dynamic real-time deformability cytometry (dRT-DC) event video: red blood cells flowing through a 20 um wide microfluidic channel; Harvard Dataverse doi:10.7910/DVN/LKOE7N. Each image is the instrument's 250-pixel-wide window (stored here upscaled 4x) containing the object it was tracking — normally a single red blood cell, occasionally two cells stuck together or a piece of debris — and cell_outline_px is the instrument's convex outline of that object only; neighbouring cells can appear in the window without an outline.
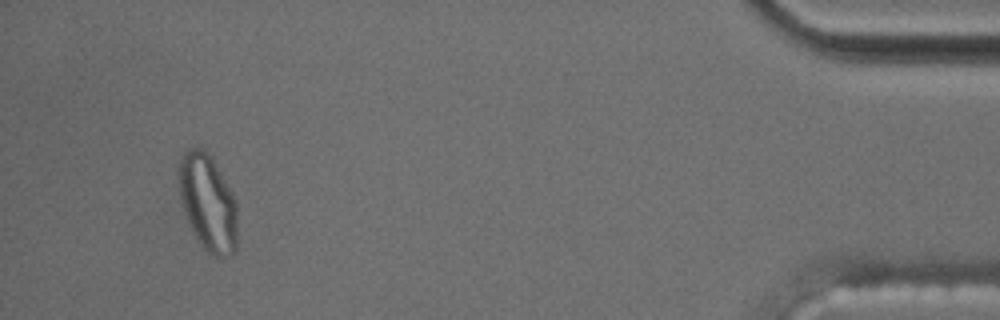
{"species": "common noctule bat (a hibernating species)", "species_latin": "Nyctalus noctula", "temperature_condition": "cold", "stored_images_in_passage": 58, "segment_of_instrument_passage": [2, 2], "camera_frame_rate_fps": 3000, "um_per_image_px": 0.085, "animal": {"sex": "male", "body_mass_g": 17.5, "forearm_length_mm": 52.3}, "frame": {"image": 1, "passage_image": 55, "time_ms": 18.0, "image_size_px": [1000, 320], "cell_outline_px": [[236, 252], [232, 256], [216, 256], [208, 252], [204, 248], [192, 232], [184, 212], [176, 180], [176, 168], [184, 152], [188, 148], [204, 148], [212, 156], [232, 192], [236, 200]], "centroid_in_image_um": [17.63, 17.18], "position_along_channel_um": 417.6, "area_um2": 33.52}}